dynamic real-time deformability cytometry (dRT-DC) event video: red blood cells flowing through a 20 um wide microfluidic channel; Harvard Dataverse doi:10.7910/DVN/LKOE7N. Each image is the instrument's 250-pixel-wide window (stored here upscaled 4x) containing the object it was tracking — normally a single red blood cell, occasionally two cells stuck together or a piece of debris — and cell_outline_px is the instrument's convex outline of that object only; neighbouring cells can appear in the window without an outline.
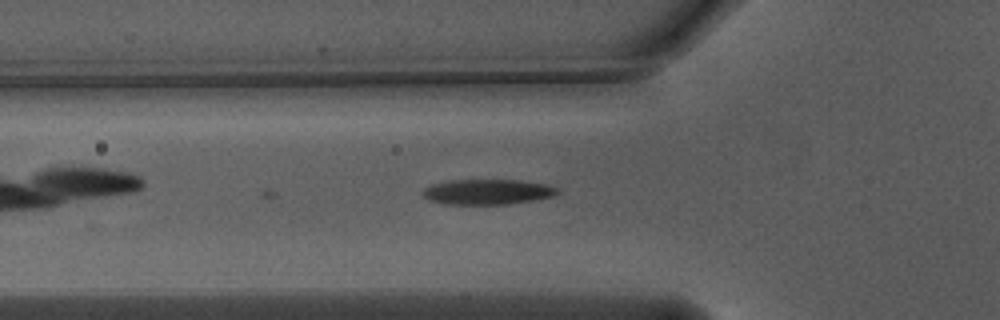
{"species": "Egyptian fruit bat (a non-hibernating species)", "species_latin": "Rousettus aegyptiacus", "temperature_condition": "warm", "stored_images_in_passage": 5, "camera_frame_rate_fps": 3000, "um_per_image_px": 0.085, "animal": {"sex": "male"}, "frame": {"image": 1, "passage_image": 5, "time_ms": 1.333, "image_size_px": [1000, 320], "cell_outline_px": [[560, 192], [552, 196], [532, 200], [508, 204], [444, 204], [428, 200], [420, 192], [424, 188], [448, 180], [520, 180], [548, 184], [560, 188]], "centroid_in_image_um": [41.45, 16.3], "position_along_channel_um": 84.3, "area_um2": 19.88}}